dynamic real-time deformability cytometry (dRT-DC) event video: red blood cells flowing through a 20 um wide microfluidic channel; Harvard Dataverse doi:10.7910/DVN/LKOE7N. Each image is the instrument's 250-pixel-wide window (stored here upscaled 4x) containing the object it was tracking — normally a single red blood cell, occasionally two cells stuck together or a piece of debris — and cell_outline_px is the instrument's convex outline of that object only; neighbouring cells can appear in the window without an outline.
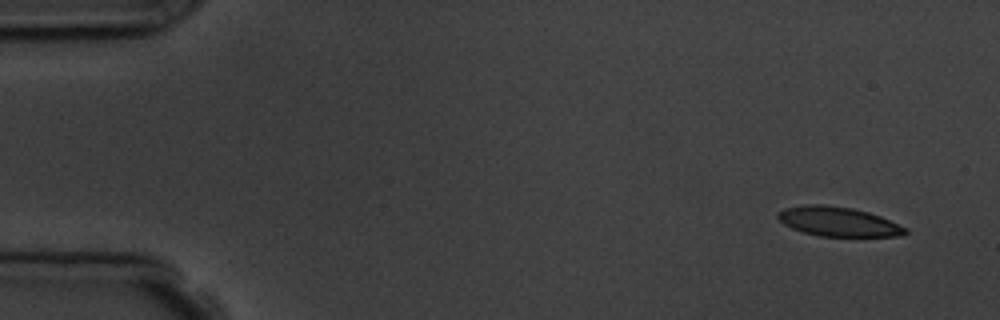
{"species": "common noctule bat (a hibernating species)", "species_latin": "Nyctalus noctula", "temperature_condition": "room temperature", "stored_images_in_passage": 6, "segment_of_instrument_passage": [2, 2], "camera_frame_rate_fps": 3000, "um_per_image_px": 0.085, "animal": {"sex": "male", "body_mass_g": 19.5, "forearm_length_mm": 54.6}, "frame": {"image": 1, "passage_image": 6, "time_ms": 6.667, "image_size_px": [1000, 320], "cell_outline_px": [[908, 232], [904, 236], [820, 236], [804, 232], [792, 228], [784, 224], [776, 216], [776, 212], [784, 208], [804, 204], [824, 204], [852, 208], [868, 212], [880, 216], [908, 228]], "centroid_in_image_um": [71.25, 18.83], "position_along_channel_um": 13.8, "area_um2": 21.96}}